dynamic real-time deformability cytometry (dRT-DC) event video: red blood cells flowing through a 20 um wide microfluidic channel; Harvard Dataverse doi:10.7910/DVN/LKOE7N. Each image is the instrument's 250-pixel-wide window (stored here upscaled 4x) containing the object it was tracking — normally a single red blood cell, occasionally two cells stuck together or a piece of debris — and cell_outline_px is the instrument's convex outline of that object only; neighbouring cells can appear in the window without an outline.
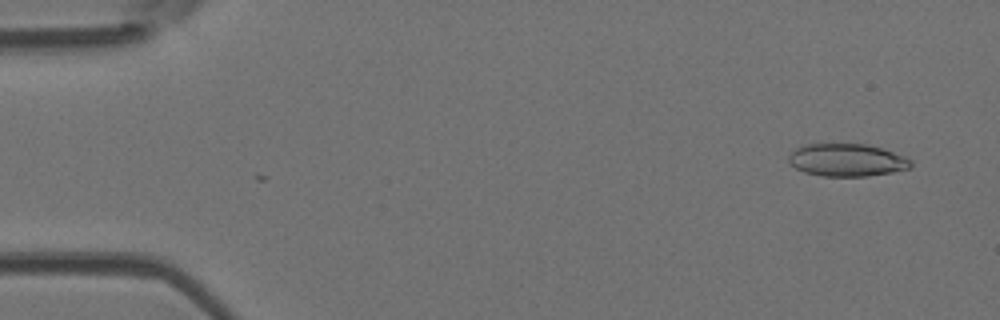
{"species": "Egyptian fruit bat (a non-hibernating species)", "species_latin": "Rousettus aegyptiacus", "temperature_condition": "room temperature", "stored_images_in_passage": 2, "camera_frame_rate_fps": 3000, "um_per_image_px": 0.085, "animal": {"sex": "female"}, "frame": {"image": 1, "passage_image": 1, "time_ms": 0.0, "image_size_px": [1000, 320], "cell_outline_px": [[912, 168], [892, 172], [868, 176], [824, 176], [804, 172], [788, 164], [788, 156], [796, 148], [804, 144], [868, 144], [884, 148], [904, 156], [912, 160]], "centroid_in_image_um": [72.0, 13.6], "position_along_channel_um": 13.0, "area_um2": 23.47}}